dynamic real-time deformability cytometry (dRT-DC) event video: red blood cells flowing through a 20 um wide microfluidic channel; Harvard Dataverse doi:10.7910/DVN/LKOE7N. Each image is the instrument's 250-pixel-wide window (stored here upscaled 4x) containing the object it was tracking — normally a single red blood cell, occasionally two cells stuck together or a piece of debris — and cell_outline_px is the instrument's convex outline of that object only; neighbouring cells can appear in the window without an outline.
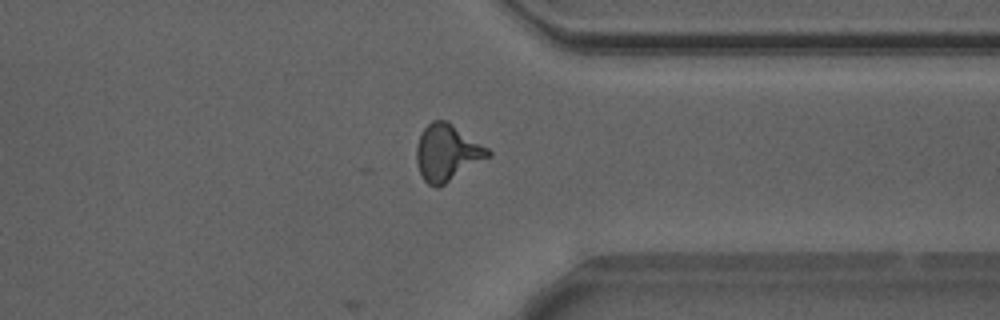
{"species": "Egyptian fruit bat (a non-hibernating species)", "species_latin": "Rousettus aegyptiacus", "temperature_condition": "warm", "stored_images_in_passage": 32, "camera_frame_rate_fps": 3000, "um_per_image_px": 0.085, "animal": {"sex": "male"}, "frame": {"image": 1, "passage_image": 32, "time_ms": 10.333, "image_size_px": [1000, 320], "cell_outline_px": [[492, 156], [444, 184], [436, 188], [428, 184], [424, 180], [416, 164], [416, 148], [420, 136], [424, 128], [432, 120], [444, 120], [452, 124], [488, 148], [492, 152]], "centroid_in_image_um": [38.01, 12.99], "position_along_channel_um": 373.4, "area_um2": 23.41}, "authors_computed_cell_mechanics": {"area_um2": 21.8195, "velocity_mm_per_s": 3.888, "shape_relaxation_time_tau1_ms": null, "shape_relaxation_time_tau2_ms": 1.727, "deformation_change_tau1": null, "deformation_change_tau2": 0.1}}